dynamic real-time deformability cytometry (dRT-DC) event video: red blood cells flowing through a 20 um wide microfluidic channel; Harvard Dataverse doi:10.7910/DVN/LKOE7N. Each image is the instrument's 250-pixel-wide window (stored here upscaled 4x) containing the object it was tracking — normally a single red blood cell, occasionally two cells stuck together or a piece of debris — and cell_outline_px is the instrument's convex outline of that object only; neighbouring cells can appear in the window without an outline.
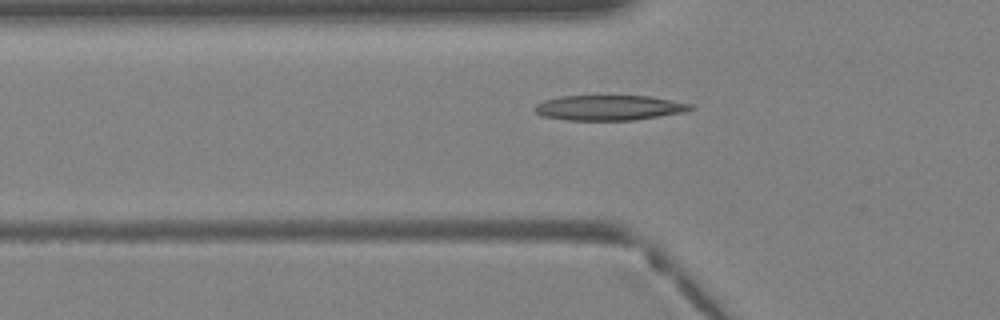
{"species": "Egyptian fruit bat (a non-hibernating species)", "species_latin": "Rousettus aegyptiacus", "temperature_condition": "warm", "stored_images_in_passage": 28, "camera_frame_rate_fps": 3000, "um_per_image_px": 0.085, "animal": {"sex": "female"}, "frame": {"image": 1, "passage_image": 2, "time_ms": 0.333, "image_size_px": [1000, 320], "cell_outline_px": [[696, 108], [684, 112], [632, 120], [568, 120], [544, 116], [536, 112], [532, 108], [536, 104], [544, 100], [560, 96], [648, 96], [692, 104]], "centroid_in_image_um": [51.76, 9.15], "position_along_channel_um": 74.0, "area_um2": 22.66}}
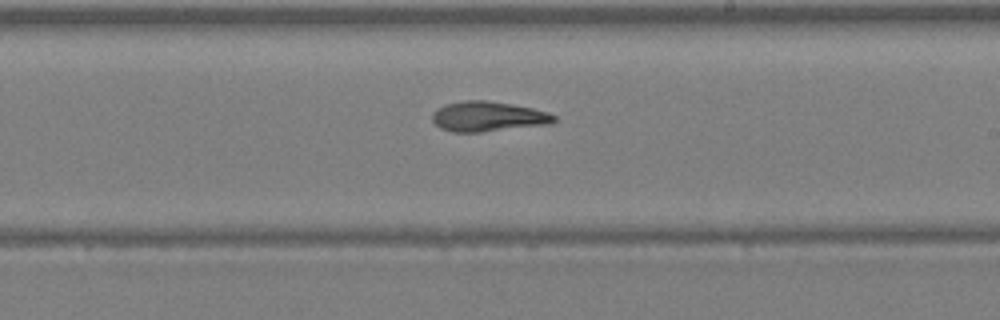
{"frame": {"image": 2, "passage_image": 12, "time_ms": 3.667, "image_size_px": [1000, 320], "cell_outline_px": [[556, 120], [548, 124], [480, 132], [452, 132], [440, 128], [432, 120], [432, 112], [436, 108], [444, 104], [464, 100], [484, 100], [512, 104], [532, 108], [548, 112], [556, 116]], "centroid_in_image_um": [41.43, 9.89], "position_along_channel_um": 247.6, "area_um2": 21.33}}
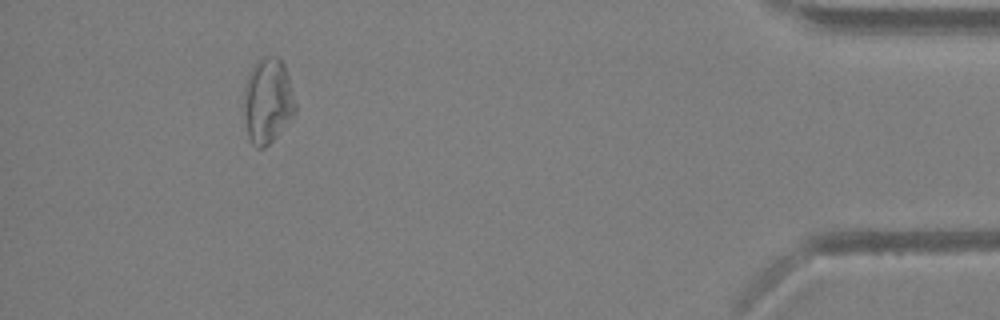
{"frame": {"image": 3, "passage_image": 25, "time_ms": 8.0, "image_size_px": [1000, 320], "cell_outline_px": [[296, 112], [276, 136], [264, 148], [256, 148], [252, 144], [248, 136], [244, 112], [244, 88], [248, 76], [256, 60], [268, 56], [276, 56], [284, 64], [288, 76], [296, 104]], "centroid_in_image_um": [22.75, 8.57], "position_along_channel_um": 412.5, "area_um2": 25.37}}